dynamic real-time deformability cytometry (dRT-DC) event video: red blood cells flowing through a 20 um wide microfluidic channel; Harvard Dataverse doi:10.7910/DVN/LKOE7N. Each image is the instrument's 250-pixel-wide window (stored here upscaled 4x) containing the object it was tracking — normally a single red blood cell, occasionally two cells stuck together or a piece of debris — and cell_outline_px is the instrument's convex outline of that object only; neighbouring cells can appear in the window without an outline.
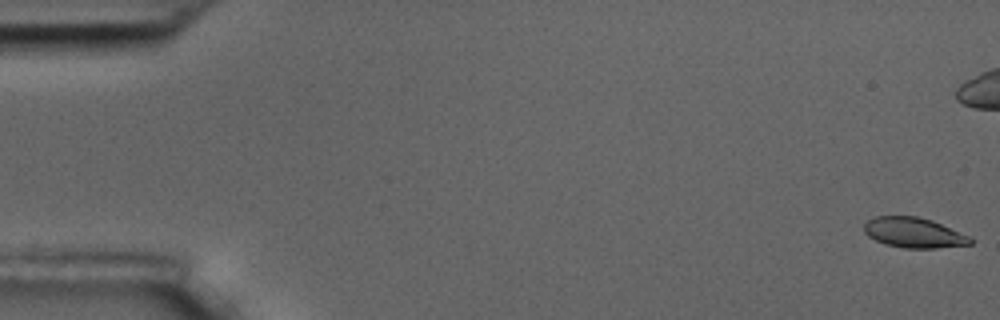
{"species": "common noctule bat (a hibernating species)", "species_latin": "Nyctalus noctula", "temperature_condition": "room temperature", "stored_images_in_passage": 58, "camera_frame_rate_fps": 3000, "um_per_image_px": 0.085, "animal": {"sex": "male", "body_mass_g": 17.5, "forearm_length_mm": 52.3}, "frame": {"image": 1, "passage_image": 1, "time_ms": 0.0, "image_size_px": [1000, 320], "cell_outline_px": [[972, 244], [936, 248], [904, 248], [884, 244], [868, 236], [864, 232], [864, 224], [872, 216], [916, 216], [932, 220], [968, 236], [972, 240]], "centroid_in_image_um": [77.63, 19.77], "position_along_channel_um": 7.4, "area_um2": 18.61}}
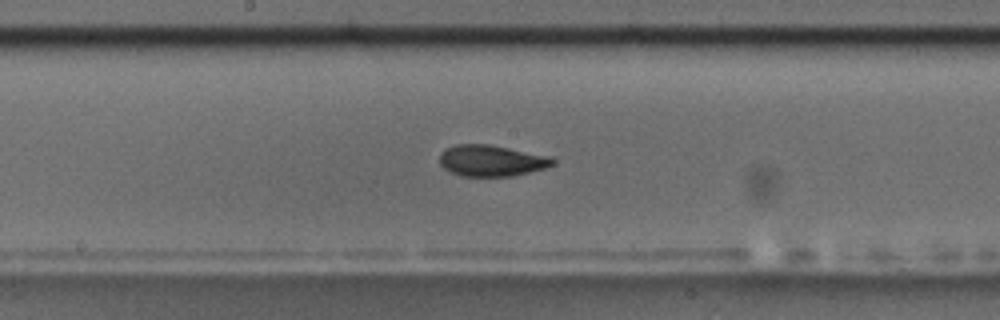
{"frame": {"image": 2, "passage_image": 30, "time_ms": 9.667, "image_size_px": [1000, 320], "cell_outline_px": [[556, 164], [544, 168], [512, 176], [460, 176], [444, 168], [440, 164], [440, 152], [444, 148], [456, 144], [488, 144], [552, 156], [556, 160]], "centroid_in_image_um": [41.78, 13.64], "position_along_channel_um": 206.4, "area_um2": 20.75}}
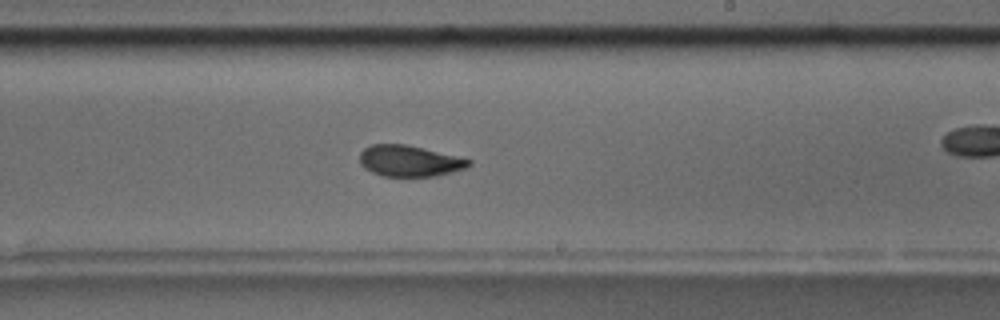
{"frame": {"image": 3, "passage_image": 34, "time_ms": 11.0, "image_size_px": [1000, 320], "cell_outline_px": [[472, 164], [468, 168], [436, 176], [384, 176], [372, 172], [364, 168], [360, 164], [360, 152], [368, 144], [404, 144], [472, 160]], "centroid_in_image_um": [34.79, 13.68], "position_along_channel_um": 254.2, "area_um2": 19.71}, "authors_computed_cell_mechanics": {"area_um2": 20.2878, "velocity_mm_per_s": 3.5927, "shape_relaxation_time_tau1_ms": 6.7372, "shape_relaxation_time_tau2_ms": 1.9545, "deformation_change_tau1": 0.1705, "deformation_change_tau2": 0.0725}}